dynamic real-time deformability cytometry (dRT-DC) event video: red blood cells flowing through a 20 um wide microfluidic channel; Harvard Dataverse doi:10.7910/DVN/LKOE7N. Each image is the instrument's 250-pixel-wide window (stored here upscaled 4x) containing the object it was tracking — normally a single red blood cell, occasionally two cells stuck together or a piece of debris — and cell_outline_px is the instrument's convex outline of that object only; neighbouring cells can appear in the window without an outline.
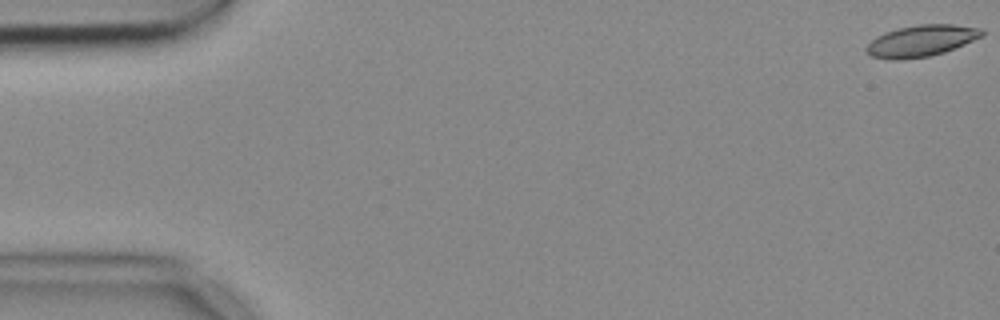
{"species": "common noctule bat (a hibernating species)", "species_latin": "Nyctalus noctula", "temperature_condition": "cold", "stored_images_in_passage": 55, "camera_frame_rate_fps": 3000, "um_per_image_px": 0.085, "animal": {"sex": "female", "body_mass_g": 18.4}, "frame": {"image": 1, "passage_image": 1, "time_ms": 0.0, "image_size_px": [1000, 320], "cell_outline_px": [[984, 36], [944, 52], [928, 56], [900, 60], [872, 56], [864, 48], [876, 36], [884, 32], [896, 28], [920, 24], [952, 24], [980, 28], [984, 32]], "centroid_in_image_um": [78.31, 3.45], "position_along_channel_um": 6.7, "area_um2": 21.04}}
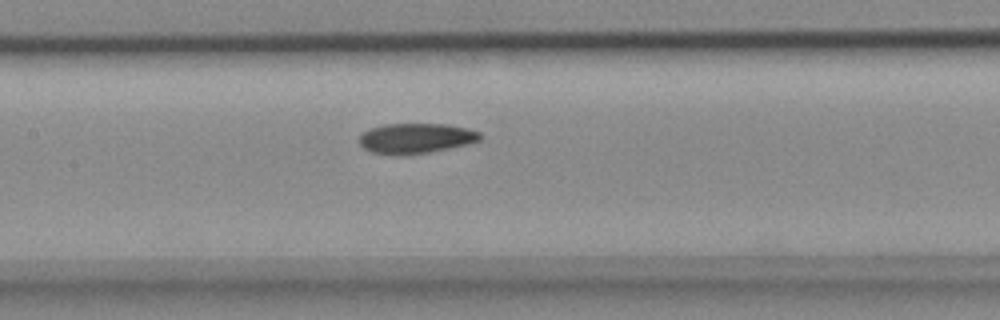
{"frame": {"image": 2, "passage_image": 26, "time_ms": 8.333, "image_size_px": [1000, 320], "cell_outline_px": [[480, 140], [448, 148], [428, 152], [372, 152], [364, 148], [360, 144], [360, 136], [364, 132], [372, 128], [384, 124], [448, 124], [468, 128], [480, 132]], "centroid_in_image_um": [35.39, 11.7], "position_along_channel_um": 172.0, "area_um2": 20.23}}
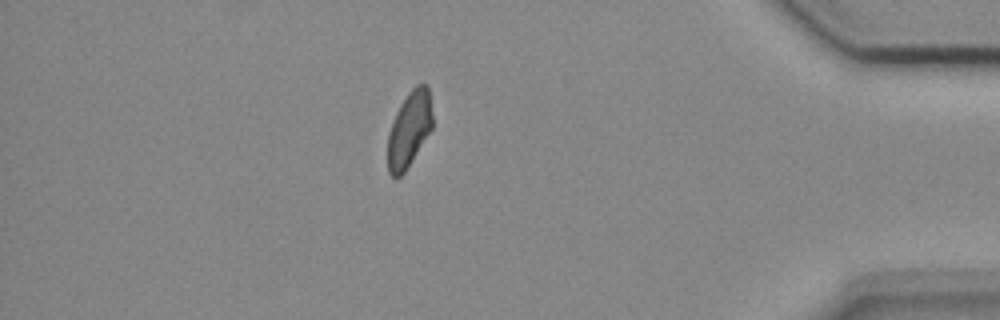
{"frame": {"image": 3, "passage_image": 48, "time_ms": 15.667, "image_size_px": [1000, 320], "cell_outline_px": [[432, 128], [404, 172], [400, 176], [392, 176], [388, 172], [388, 136], [396, 112], [400, 104], [408, 92], [416, 84], [424, 84], [428, 88], [432, 116]], "centroid_in_image_um": [34.78, 10.97], "position_along_channel_um": 400.4, "area_um2": 19.25}, "authors_computed_cell_mechanics": {"area_um2": 20.9814, "velocity_mm_per_s": 3.6714, "shape_relaxation_time_tau1_ms": null, "shape_relaxation_time_tau2_ms": 5.5466, "deformation_change_tau1": null, "deformation_change_tau2": 0.102}}